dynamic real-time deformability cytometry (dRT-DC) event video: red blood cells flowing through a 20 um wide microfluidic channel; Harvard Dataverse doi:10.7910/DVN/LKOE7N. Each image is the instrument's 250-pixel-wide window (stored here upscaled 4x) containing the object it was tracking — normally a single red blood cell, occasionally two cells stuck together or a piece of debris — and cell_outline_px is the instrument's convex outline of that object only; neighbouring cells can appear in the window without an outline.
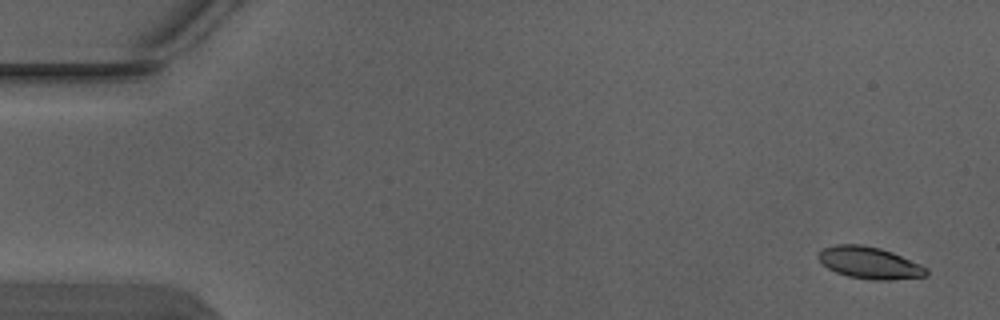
{"species": "Egyptian fruit bat (a non-hibernating species)", "species_latin": "Rousettus aegyptiacus", "temperature_condition": "warm", "stored_images_in_passage": 4, "camera_frame_rate_fps": 3000, "um_per_image_px": 0.085, "animal": {"sex": "male"}, "frame": {"image": 1, "passage_image": 1, "time_ms": 0.0, "image_size_px": [1000, 320], "cell_outline_px": [[928, 272], [924, 276], [892, 280], [872, 280], [848, 276], [836, 272], [828, 268], [816, 256], [816, 252], [824, 248], [836, 244], [860, 244], [880, 248], [892, 252], [920, 264], [928, 268]], "centroid_in_image_um": [73.89, 22.33], "position_along_channel_um": 11.1, "area_um2": 20.06}}
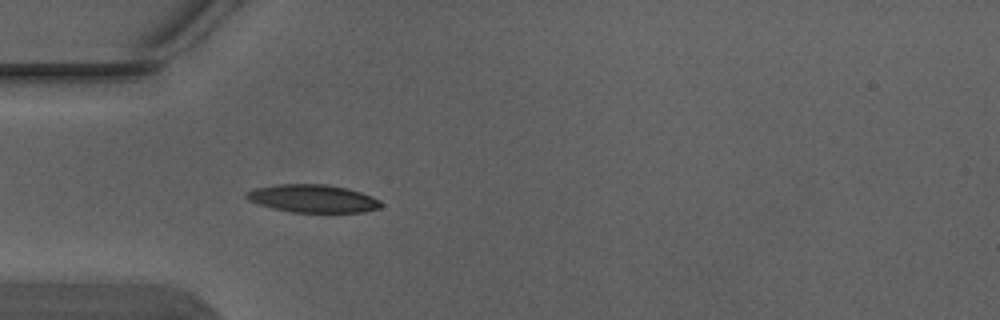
{"frame": {"image": 2, "passage_image": 4, "time_ms": 1.0, "image_size_px": [1000, 320], "cell_outline_px": [[384, 204], [380, 208], [364, 212], [288, 212], [272, 208], [248, 200], [244, 196], [248, 192], [256, 188], [276, 184], [328, 184], [348, 188], [372, 196], [380, 200]], "centroid_in_image_um": [26.63, 16.87], "position_along_channel_um": 58.4, "area_um2": 21.96}}